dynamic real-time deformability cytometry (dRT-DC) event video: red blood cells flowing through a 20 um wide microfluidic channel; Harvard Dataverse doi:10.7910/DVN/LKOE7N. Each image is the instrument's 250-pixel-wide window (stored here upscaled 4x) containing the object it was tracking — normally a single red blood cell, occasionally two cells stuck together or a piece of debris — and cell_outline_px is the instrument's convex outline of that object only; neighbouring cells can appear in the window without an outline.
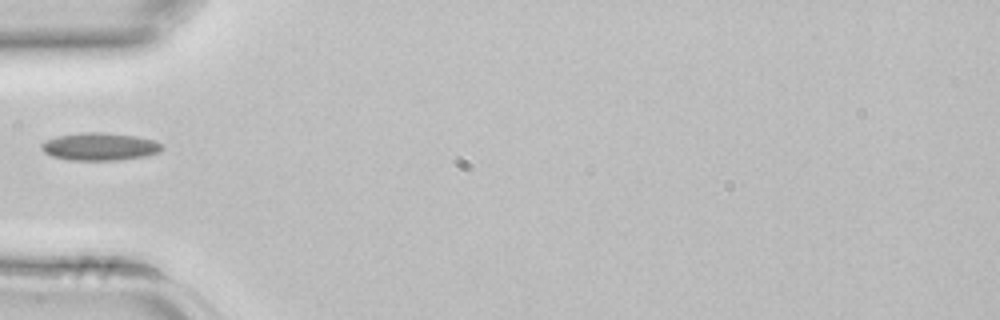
{"species": "common noctule bat (a hibernating species)", "species_latin": "Nyctalus noctula", "temperature_condition": "room temperature", "stored_images_in_passage": 1, "camera_frame_rate_fps": 3000, "um_per_image_px": 0.085, "animal": {"sex": "female", "body_mass_g": 22.7, "forearm_length_mm": 54.2}, "frame": {"image": 1, "passage_image": 1, "time_ms": 0.0, "image_size_px": [1000, 320], "cell_outline_px": [[164, 148], [160, 152], [148, 156], [116, 160], [72, 160], [52, 156], [44, 152], [40, 148], [40, 144], [48, 140], [60, 136], [88, 132], [100, 132], [136, 136], [156, 140], [164, 144]], "centroid_in_image_um": [8.56, 12.47], "position_along_channel_um": 76.4, "area_um2": 19.42}}